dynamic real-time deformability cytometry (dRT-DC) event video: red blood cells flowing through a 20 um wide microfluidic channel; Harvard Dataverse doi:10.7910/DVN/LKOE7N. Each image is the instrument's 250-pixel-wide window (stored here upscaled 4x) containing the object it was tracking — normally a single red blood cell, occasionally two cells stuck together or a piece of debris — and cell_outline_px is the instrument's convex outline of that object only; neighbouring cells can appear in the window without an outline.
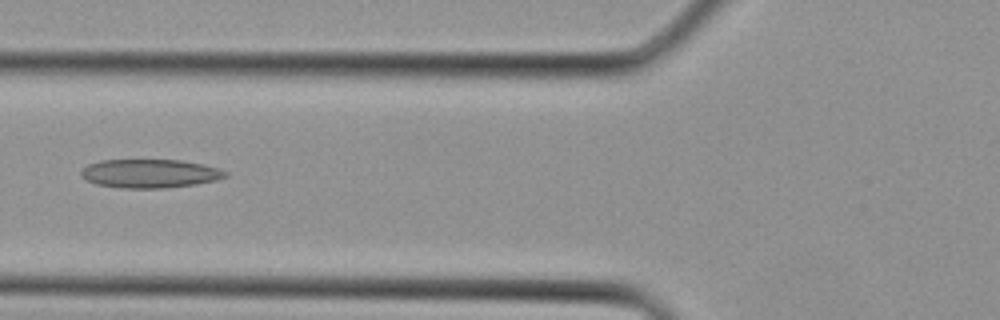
{"species": "Egyptian fruit bat (a non-hibernating species)", "species_latin": "Rousettus aegyptiacus", "temperature_condition": "cold", "stored_images_in_passage": 4, "camera_frame_rate_fps": 3000, "um_per_image_px": 0.085, "animal": {"sex": "female"}, "frame": {"image": 1, "passage_image": 4, "time_ms": 1.0, "image_size_px": [1000, 320], "cell_outline_px": [[228, 176], [216, 180], [196, 184], [164, 188], [120, 188], [96, 184], [80, 176], [80, 168], [88, 164], [100, 160], [180, 160], [204, 164], [220, 168], [228, 172]], "centroid_in_image_um": [12.74, 14.74], "position_along_channel_um": 113.1, "area_um2": 24.33}}